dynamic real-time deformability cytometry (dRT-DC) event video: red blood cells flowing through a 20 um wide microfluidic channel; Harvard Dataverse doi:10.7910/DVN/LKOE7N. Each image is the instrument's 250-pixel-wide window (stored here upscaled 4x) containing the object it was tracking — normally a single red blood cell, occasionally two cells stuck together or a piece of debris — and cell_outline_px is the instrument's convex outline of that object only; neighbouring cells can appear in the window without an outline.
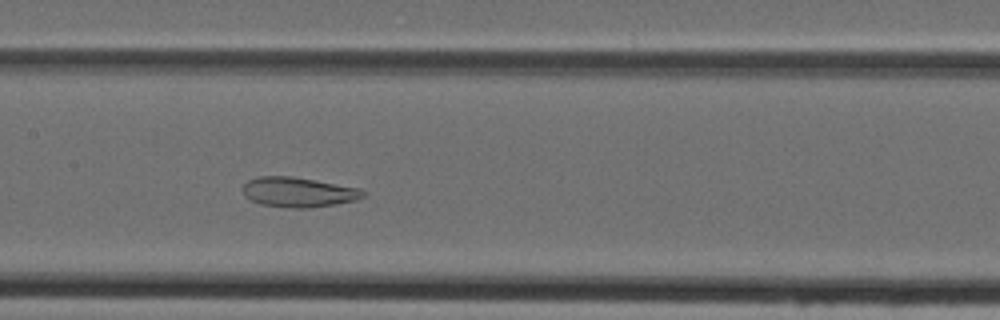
{"species": "Egyptian fruit bat (a non-hibernating species)", "species_latin": "Rousettus aegyptiacus", "temperature_condition": "cold", "stored_images_in_passage": 37, "camera_frame_rate_fps": 3000, "um_per_image_px": 0.085, "animal": {"sex": "female"}, "frame": {"image": 1, "passage_image": 19, "time_ms": 6.0, "image_size_px": [1000, 320], "cell_outline_px": [[368, 192], [364, 196], [356, 200], [336, 204], [308, 208], [292, 208], [260, 204], [248, 200], [244, 196], [240, 188], [248, 180], [260, 176], [292, 176], [316, 180], [360, 188]], "centroid_in_image_um": [25.34, 16.33], "position_along_channel_um": 182.1, "area_um2": 21.27}}
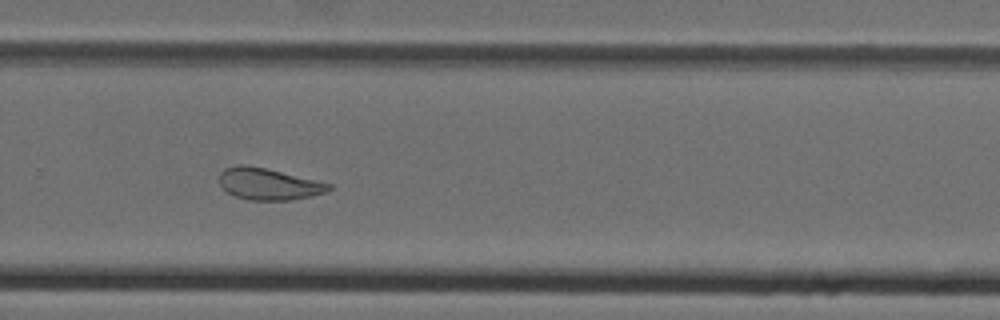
{"frame": {"image": 2, "passage_image": 28, "time_ms": 9.0, "image_size_px": [1000, 320], "cell_outline_px": [[332, 188], [328, 192], [292, 200], [248, 200], [236, 196], [228, 192], [220, 184], [220, 172], [224, 168], [236, 164], [244, 164], [264, 168], [332, 184]], "centroid_in_image_um": [22.82, 15.64], "position_along_channel_um": 307.0, "area_um2": 20.06}}
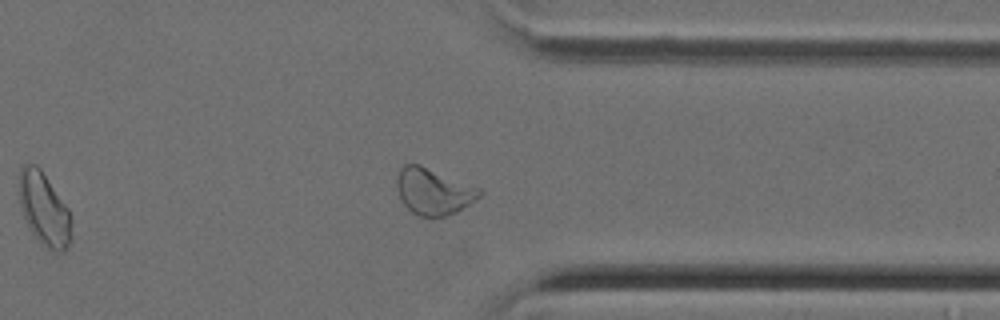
{"frame": {"image": 3, "passage_image": 33, "time_ms": 10.667, "image_size_px": [1000, 320], "cell_outline_px": [[484, 192], [476, 200], [456, 212], [444, 216], [420, 216], [412, 212], [400, 200], [396, 184], [396, 180], [400, 168], [404, 164], [420, 164], [480, 188]], "centroid_in_image_um": [36.84, 16.26], "position_along_channel_um": 374.6, "area_um2": 22.31}}